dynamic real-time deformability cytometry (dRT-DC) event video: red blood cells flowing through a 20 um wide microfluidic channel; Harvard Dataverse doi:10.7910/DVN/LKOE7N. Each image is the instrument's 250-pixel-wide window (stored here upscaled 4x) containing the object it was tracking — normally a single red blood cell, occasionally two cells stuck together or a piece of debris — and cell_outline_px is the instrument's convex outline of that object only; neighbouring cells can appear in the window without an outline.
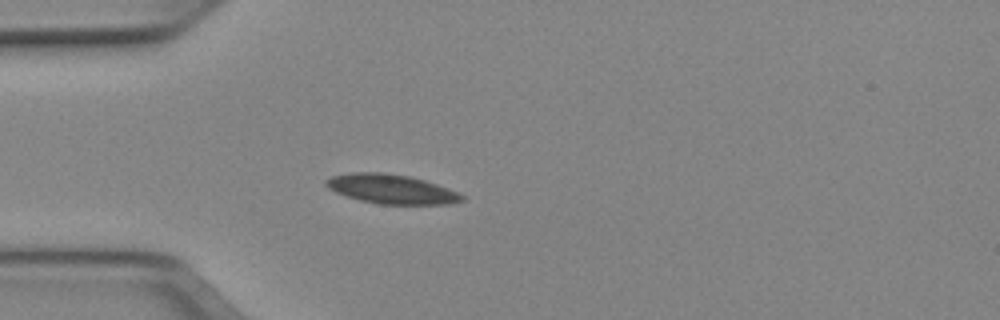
{"species": "Egyptian fruit bat (a non-hibernating species)", "species_latin": "Rousettus aegyptiacus", "temperature_condition": "cold", "stored_images_in_passage": 5, "camera_frame_rate_fps": 3000, "um_per_image_px": 0.085, "animal": {"sex": "female"}, "frame": {"image": 1, "passage_image": 5, "time_ms": 1.333, "image_size_px": [1000, 320], "cell_outline_px": [[464, 200], [452, 204], [380, 204], [360, 200], [336, 192], [328, 188], [324, 184], [324, 180], [332, 176], [352, 172], [384, 172], [412, 176], [448, 188], [464, 196]], "centroid_in_image_um": [33.26, 16.06], "position_along_channel_um": 51.7, "area_um2": 23.24}}